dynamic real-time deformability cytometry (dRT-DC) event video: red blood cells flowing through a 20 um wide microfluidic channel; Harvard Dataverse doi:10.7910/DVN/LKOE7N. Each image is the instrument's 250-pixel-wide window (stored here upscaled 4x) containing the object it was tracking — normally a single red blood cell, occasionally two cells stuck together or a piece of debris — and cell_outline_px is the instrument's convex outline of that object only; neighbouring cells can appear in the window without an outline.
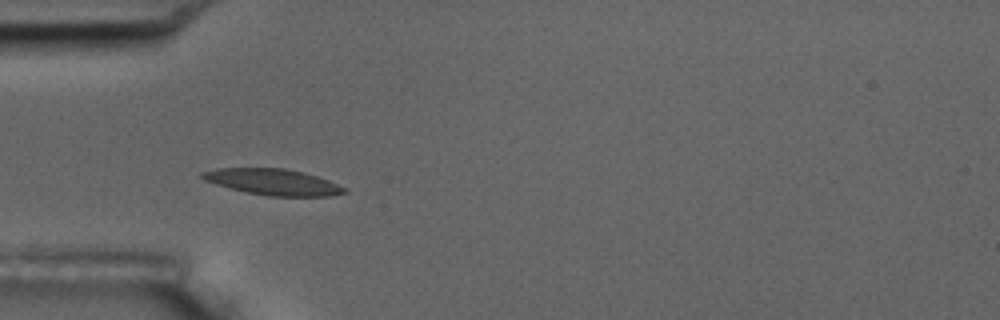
{"species": "common noctule bat (a hibernating species)", "species_latin": "Nyctalus noctula", "temperature_condition": "room temperature", "stored_images_in_passage": 7, "camera_frame_rate_fps": 3000, "um_per_image_px": 0.085, "animal": {"sex": "male", "body_mass_g": 17.5, "forearm_length_mm": 52.3}, "frame": {"image": 1, "passage_image": 5, "time_ms": 4.667, "image_size_px": [1000, 320], "cell_outline_px": [[348, 192], [332, 196], [268, 196], [248, 192], [216, 184], [204, 180], [196, 176], [200, 172], [216, 168], [284, 168], [304, 172], [328, 180], [348, 188]], "centroid_in_image_um": [23.2, 15.46], "position_along_channel_um": 61.8, "area_um2": 21.73}}